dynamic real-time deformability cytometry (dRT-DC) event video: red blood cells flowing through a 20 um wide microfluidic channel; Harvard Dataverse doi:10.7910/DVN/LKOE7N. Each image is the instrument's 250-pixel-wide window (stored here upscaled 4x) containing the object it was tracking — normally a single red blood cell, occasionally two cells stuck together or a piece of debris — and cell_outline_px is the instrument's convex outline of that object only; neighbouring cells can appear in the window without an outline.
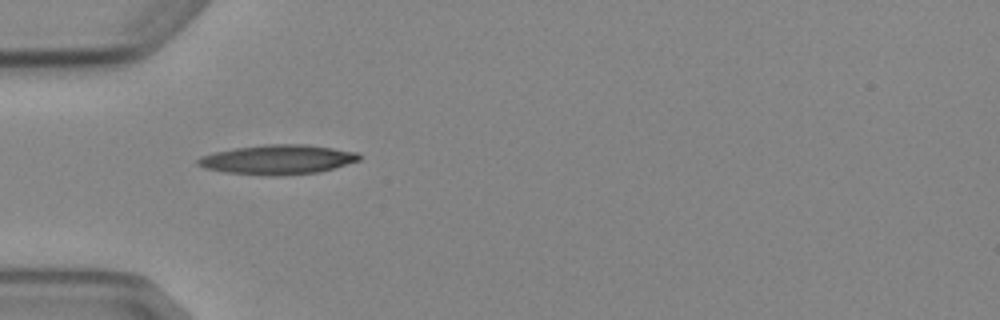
{"species": "Egyptian fruit bat (a non-hibernating species)", "species_latin": "Rousettus aegyptiacus", "temperature_condition": "cold", "stored_images_in_passage": 1, "camera_frame_rate_fps": 3000, "um_per_image_px": 0.085, "animal": {"sex": "female"}, "frame": {"image": 1, "passage_image": 1, "time_ms": 0.0, "image_size_px": [1000, 320], "cell_outline_px": [[360, 160], [320, 172], [280, 176], [268, 176], [224, 172], [204, 168], [196, 164], [196, 160], [200, 156], [216, 152], [236, 148], [264, 144], [304, 144], [332, 148], [356, 152], [360, 156]], "centroid_in_image_um": [23.57, 13.57], "position_along_channel_um": 61.4, "area_um2": 27.8}}